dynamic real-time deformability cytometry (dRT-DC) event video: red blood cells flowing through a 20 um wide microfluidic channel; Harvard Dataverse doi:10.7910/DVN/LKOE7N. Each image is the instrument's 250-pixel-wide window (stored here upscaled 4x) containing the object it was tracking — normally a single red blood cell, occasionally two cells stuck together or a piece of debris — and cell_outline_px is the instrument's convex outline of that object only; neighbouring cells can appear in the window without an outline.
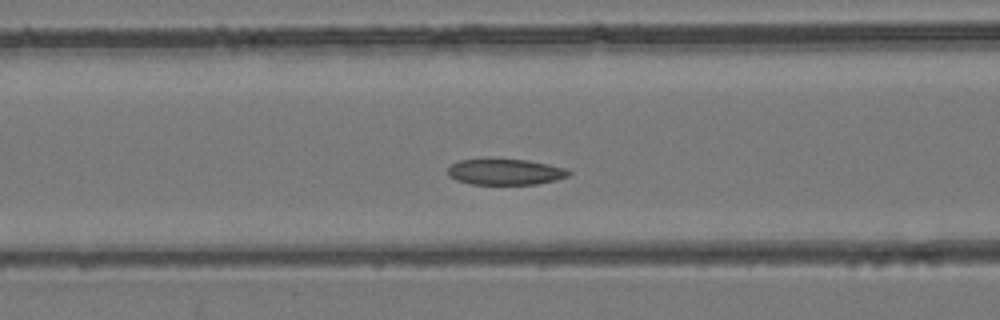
{"species": "common noctule bat (a hibernating species)", "species_latin": "Nyctalus noctula", "temperature_condition": "room temperature", "stored_images_in_passage": 40, "camera_frame_rate_fps": 3000, "um_per_image_px": 0.085, "animal": {"sex": "female", "body_mass_g": 24.6, "forearm_length_mm": 56.2}, "frame": {"image": 1, "passage_image": 14, "time_ms": 4.333, "image_size_px": [1000, 320], "cell_outline_px": [[572, 172], [568, 176], [556, 180], [536, 184], [472, 184], [456, 180], [448, 176], [448, 168], [452, 164], [460, 160], [488, 156], [528, 160], [568, 168]], "centroid_in_image_um": [42.93, 14.56], "position_along_channel_um": 123.7, "area_um2": 19.07}}
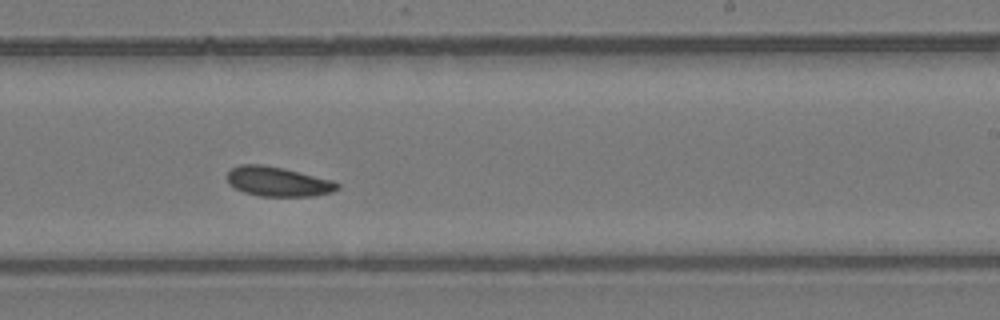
{"frame": {"image": 2, "passage_image": 23, "time_ms": 7.333, "image_size_px": [1000, 320], "cell_outline_px": [[340, 188], [332, 192], [312, 196], [260, 196], [244, 192], [228, 184], [228, 172], [232, 168], [240, 164], [260, 164], [284, 168], [332, 180], [340, 184]], "centroid_in_image_um": [23.63, 15.43], "position_along_channel_um": 265.4, "area_um2": 18.96}}
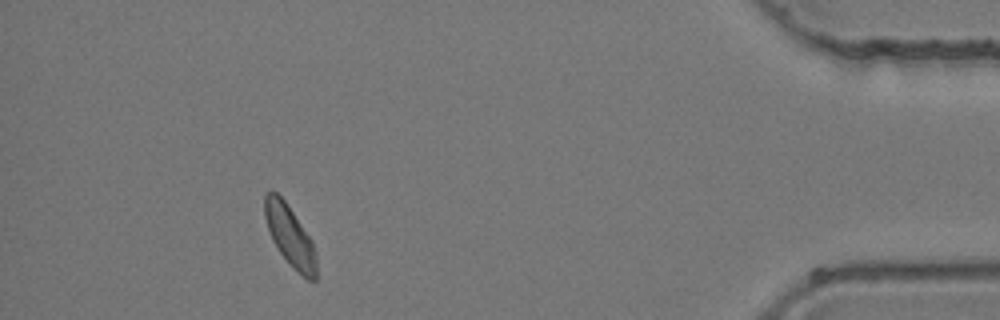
{"frame": {"image": 3, "passage_image": 36, "time_ms": 11.667, "image_size_px": [1000, 320], "cell_outline_px": [[316, 280], [308, 280], [280, 252], [272, 240], [264, 216], [264, 196], [272, 188], [284, 200], [312, 240], [316, 252]], "centroid_in_image_um": [24.63, 19.99], "position_along_channel_um": 410.6, "area_um2": 17.86}}